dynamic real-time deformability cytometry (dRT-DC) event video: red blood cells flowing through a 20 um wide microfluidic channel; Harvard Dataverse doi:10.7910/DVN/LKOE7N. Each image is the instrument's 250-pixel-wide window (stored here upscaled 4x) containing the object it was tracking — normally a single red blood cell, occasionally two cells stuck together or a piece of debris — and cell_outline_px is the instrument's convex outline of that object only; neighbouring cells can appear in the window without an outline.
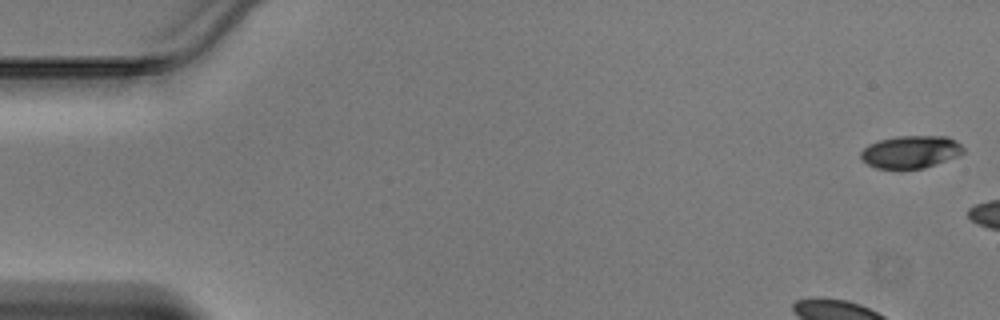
{"species": "Egyptian fruit bat (a non-hibernating species)", "species_latin": "Rousettus aegyptiacus", "temperature_condition": "warm", "stored_images_in_passage": 5, "camera_frame_rate_fps": 3000, "um_per_image_px": 0.085, "animal": {"sex": "male"}, "frame": {"image": 1, "passage_image": 1, "time_ms": 0.0, "image_size_px": [1000, 320], "cell_outline_px": [[964, 152], [956, 156], [924, 168], [876, 168], [868, 164], [860, 156], [860, 152], [868, 144], [880, 140], [900, 136], [948, 136], [956, 140], [964, 148]], "centroid_in_image_um": [77.41, 12.89], "position_along_channel_um": 7.6, "area_um2": 19.19}}